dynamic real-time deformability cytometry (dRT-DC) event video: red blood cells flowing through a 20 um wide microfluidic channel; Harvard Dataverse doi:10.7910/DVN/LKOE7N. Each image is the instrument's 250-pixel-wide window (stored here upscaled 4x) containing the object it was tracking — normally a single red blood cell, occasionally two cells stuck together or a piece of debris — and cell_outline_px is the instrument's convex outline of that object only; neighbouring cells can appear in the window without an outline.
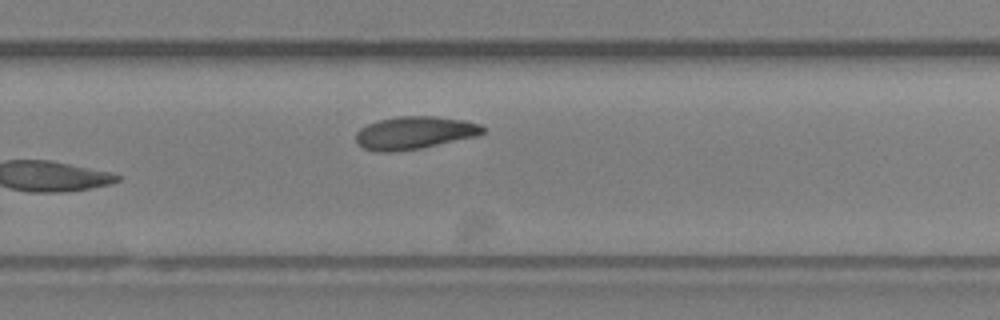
{"species": "Egyptian fruit bat (a non-hibernating species)", "species_latin": "Rousettus aegyptiacus", "temperature_condition": "room temperature", "stored_images_in_passage": 20, "camera_frame_rate_fps": 3000, "um_per_image_px": 0.085, "animal": {"sex": "female"}, "frame": {"image": 1, "passage_image": 20, "time_ms": 6.333, "image_size_px": [1000, 320], "cell_outline_px": [[484, 132], [476, 136], [420, 148], [388, 152], [376, 152], [364, 148], [356, 140], [356, 132], [360, 128], [368, 124], [380, 120], [400, 116], [432, 116], [464, 120], [480, 124], [484, 128]], "centroid_in_image_um": [35.22, 11.28], "position_along_channel_um": 294.6, "area_um2": 23.87}}